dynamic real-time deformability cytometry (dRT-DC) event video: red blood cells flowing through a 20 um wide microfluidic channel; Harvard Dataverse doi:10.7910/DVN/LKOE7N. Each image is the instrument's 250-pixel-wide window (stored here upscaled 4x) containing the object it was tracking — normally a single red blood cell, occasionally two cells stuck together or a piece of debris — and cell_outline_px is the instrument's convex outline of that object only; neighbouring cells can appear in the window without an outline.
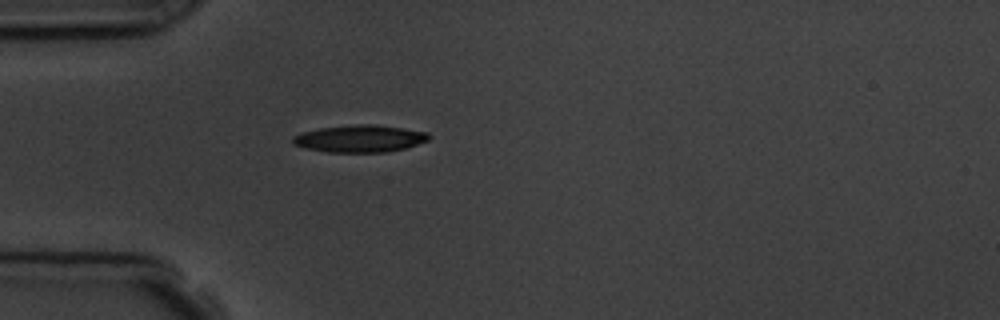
{"species": "common noctule bat (a hibernating species)", "species_latin": "Nyctalus noctula", "temperature_condition": "room temperature", "stored_images_in_passage": 1, "camera_frame_rate_fps": 3000, "um_per_image_px": 0.085, "animal": {"sex": "male", "body_mass_g": 19.5, "forearm_length_mm": 54.6}, "frame": {"image": 1, "passage_image": 1, "time_ms": 0.0, "image_size_px": [1000, 320], "cell_outline_px": [[428, 140], [404, 148], [388, 152], [328, 152], [304, 148], [292, 144], [292, 136], [300, 132], [320, 128], [356, 124], [376, 124], [428, 132]], "centroid_in_image_um": [30.52, 11.78], "position_along_channel_um": 54.5, "area_um2": 21.56}}